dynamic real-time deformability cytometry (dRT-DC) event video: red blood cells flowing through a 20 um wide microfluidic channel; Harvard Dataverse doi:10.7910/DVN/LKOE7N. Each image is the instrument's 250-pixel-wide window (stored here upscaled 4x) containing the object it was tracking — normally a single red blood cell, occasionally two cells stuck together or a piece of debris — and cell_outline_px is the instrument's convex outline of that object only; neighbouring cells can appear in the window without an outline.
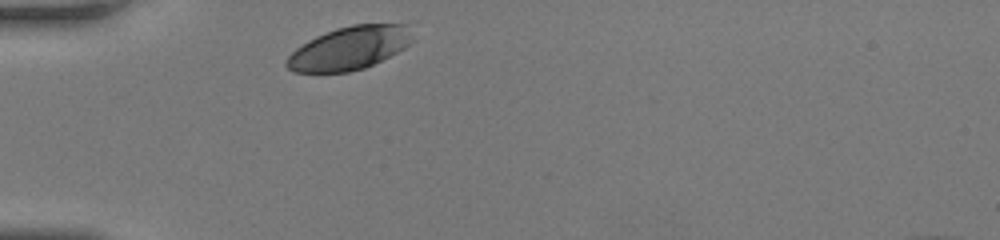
{"species": "human", "species_latin": "Homo sapiens", "temperature_condition": "room temperature", "stored_images_in_passage": 27, "camera_frame_rate_fps": 3000, "um_per_image_px": 0.085, "donor": {"sex": "female"}, "frame": {"image": 1, "passage_image": 1, "time_ms": 0.0, "image_size_px": [1000, 240], "cell_outline_px": [[408, 44], [404, 48], [364, 68], [348, 72], [296, 72], [288, 68], [284, 64], [284, 60], [296, 48], [308, 40], [316, 36], [336, 28], [352, 24], [404, 24]], "centroid_in_image_um": [29.56, 4.11], "position_along_channel_um": 55.4, "area_um2": 30.87}}
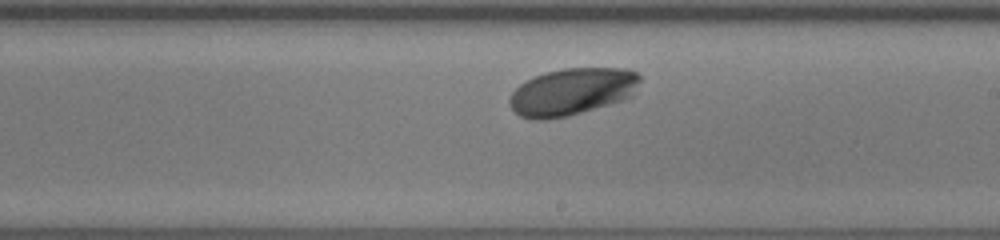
{"frame": {"image": 2, "passage_image": 16, "time_ms": 5.0, "image_size_px": [1000, 240], "cell_outline_px": [[640, 80], [636, 96], [624, 100], [568, 116], [548, 120], [532, 120], [520, 116], [508, 104], [508, 100], [512, 92], [520, 84], [544, 72], [564, 68], [628, 68], [636, 72], [640, 76]], "centroid_in_image_um": [48.67, 7.8], "position_along_channel_um": 240.3, "area_um2": 36.3}}
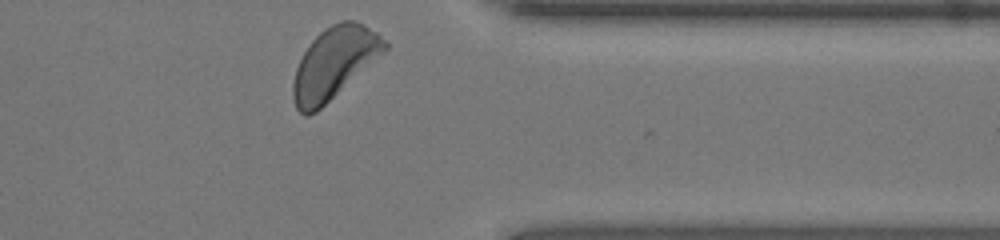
{"frame": {"image": 3, "passage_image": 27, "time_ms": 8.667, "image_size_px": [1000, 240], "cell_outline_px": [[388, 48], [316, 112], [308, 116], [304, 116], [296, 108], [292, 96], [292, 84], [296, 68], [308, 44], [324, 28], [332, 24], [344, 20], [352, 20], [364, 24], [376, 32], [388, 44]], "centroid_in_image_um": [28.36, 5.36], "position_along_channel_um": 383.0, "area_um2": 37.57}, "authors_computed_cell_mechanics": {"area_um2": 35.1424, "velocity_mm_per_s": 4.0305, "shape_relaxation_time_tau1_ms": 1.3596, "shape_relaxation_time_tau2_ms": null, "deformation_change_tau1": 0.0857, "deformation_change_tau2": null}}